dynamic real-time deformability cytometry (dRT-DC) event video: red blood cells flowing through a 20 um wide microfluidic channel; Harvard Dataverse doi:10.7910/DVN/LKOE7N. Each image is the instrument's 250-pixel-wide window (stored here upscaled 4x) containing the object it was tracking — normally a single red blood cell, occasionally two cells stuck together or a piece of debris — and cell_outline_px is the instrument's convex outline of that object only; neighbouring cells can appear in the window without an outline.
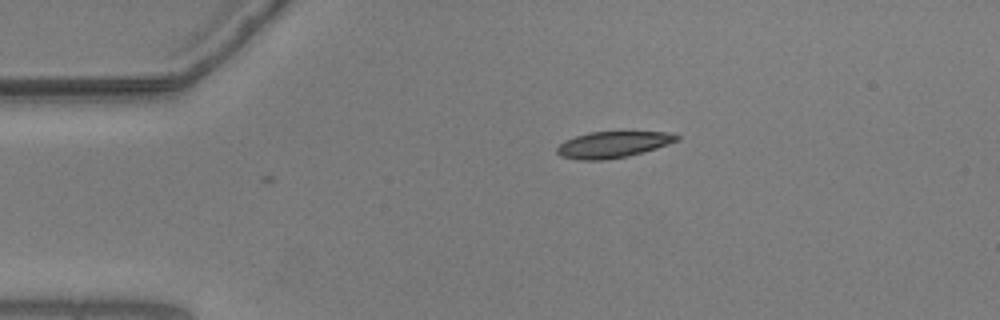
{"species": "common noctule bat (a hibernating species)", "species_latin": "Nyctalus noctula", "temperature_condition": "warm", "stored_images_in_passage": 6, "camera_frame_rate_fps": 3000, "um_per_image_px": 0.085, "animal": {"sex": "male", "body_mass_g": 20.5, "forearm_length_mm": 52.5}, "frame": {"image": 1, "passage_image": 6, "time_ms": 1.667, "image_size_px": [1000, 320], "cell_outline_px": [[680, 140], [656, 148], [628, 156], [604, 160], [580, 160], [560, 156], [556, 152], [556, 148], [564, 140], [588, 132], [668, 132], [680, 136]], "centroid_in_image_um": [52.08, 12.29], "position_along_channel_um": 32.9, "area_um2": 18.32}}